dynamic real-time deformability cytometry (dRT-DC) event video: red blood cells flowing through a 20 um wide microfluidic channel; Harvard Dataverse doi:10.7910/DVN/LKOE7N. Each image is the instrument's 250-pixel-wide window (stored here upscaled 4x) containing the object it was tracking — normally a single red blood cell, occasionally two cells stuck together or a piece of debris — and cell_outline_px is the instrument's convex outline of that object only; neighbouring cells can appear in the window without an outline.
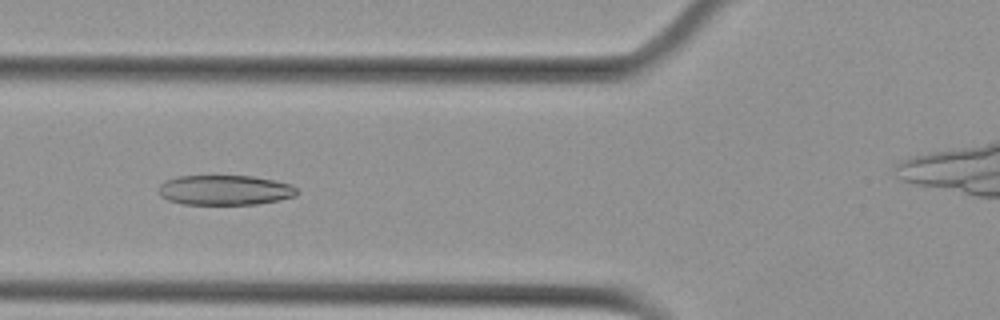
{"species": "Egyptian fruit bat (a non-hibernating species)", "species_latin": "Rousettus aegyptiacus", "temperature_condition": "cold", "stored_images_in_passage": 46, "camera_frame_rate_fps": 3000, "um_per_image_px": 0.085, "animal": {"sex": "female"}, "frame": {"image": 1, "passage_image": 10, "time_ms": 3.0, "image_size_px": [1000, 320], "cell_outline_px": [[300, 192], [296, 196], [280, 200], [256, 204], [184, 204], [168, 200], [160, 196], [160, 184], [164, 180], [176, 176], [252, 176], [292, 184]], "centroid_in_image_um": [19.13, 16.15], "position_along_channel_um": 106.7, "area_um2": 24.22}}
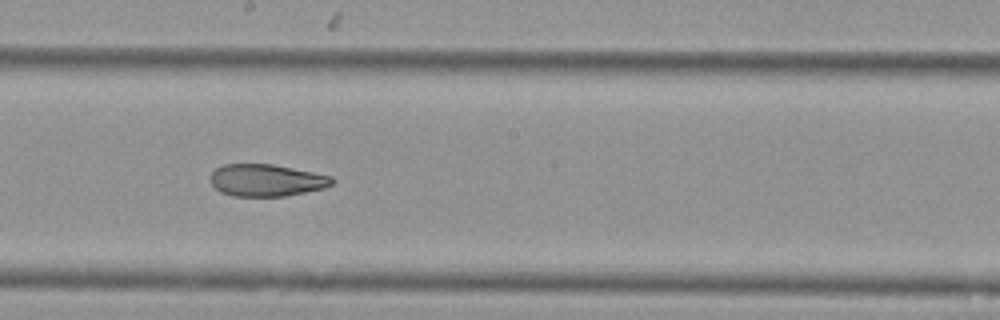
{"frame": {"image": 2, "passage_image": 20, "time_ms": 6.333, "image_size_px": [1000, 320], "cell_outline_px": [[336, 180], [332, 184], [324, 188], [284, 196], [232, 196], [220, 192], [212, 184], [212, 172], [216, 168], [224, 164], [272, 164], [332, 176]], "centroid_in_image_um": [22.66, 15.32], "position_along_channel_um": 225.5, "area_um2": 22.6}}
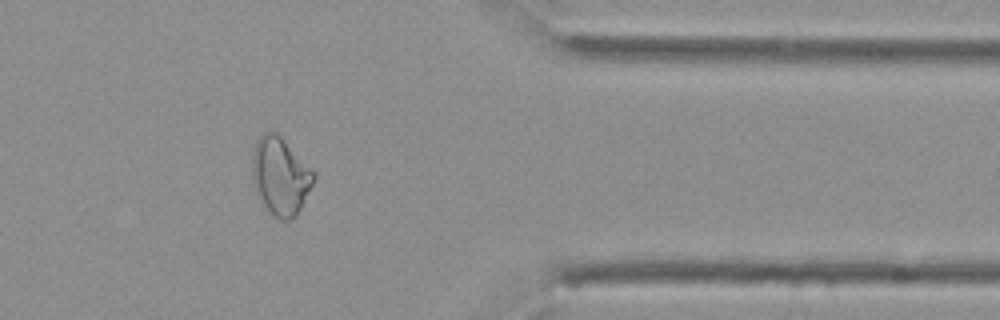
{"frame": {"image": 3, "passage_image": 35, "time_ms": 11.333, "image_size_px": [1000, 320], "cell_outline_px": [[316, 180], [296, 216], [288, 220], [280, 220], [272, 216], [260, 204], [256, 192], [252, 176], [252, 152], [256, 140], [268, 128], [276, 132], [316, 172]], "centroid_in_image_um": [23.82, 14.98], "position_along_channel_um": 387.6, "area_um2": 28.5}, "authors_computed_cell_mechanics": {"area_um2": 25.9233, "velocity_mm_per_s": 3.5686, "shape_relaxation_time_tau1_ms": null, "shape_relaxation_time_tau2_ms": 3.3477, "deformation_change_tau1": null, "deformation_change_tau2": 0.0966}}